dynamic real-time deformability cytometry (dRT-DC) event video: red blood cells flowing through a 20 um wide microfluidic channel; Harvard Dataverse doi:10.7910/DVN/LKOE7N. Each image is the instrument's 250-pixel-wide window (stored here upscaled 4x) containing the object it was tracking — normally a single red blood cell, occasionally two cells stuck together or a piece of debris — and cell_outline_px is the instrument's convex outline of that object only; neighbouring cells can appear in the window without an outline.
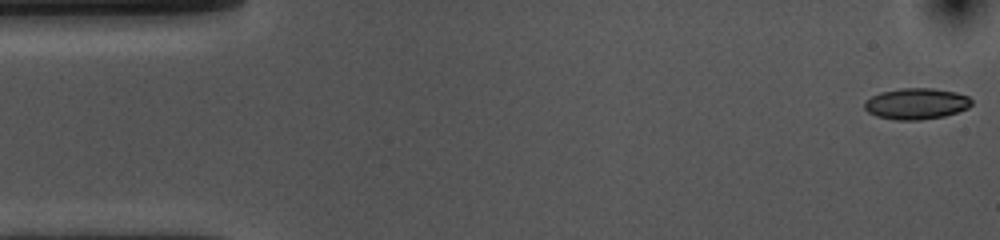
{"species": "common noctule bat (a hibernating species)", "species_latin": "Nyctalus noctula", "temperature_condition": "cold", "stored_images_in_passage": 54, "camera_frame_rate_fps": 3000, "um_per_image_px": 0.085, "animal": {"sex": "female", "body_mass_g": 10.0, "forearm_length_mm": 53.1}, "frame": {"image": 1, "passage_image": 1, "time_ms": 0.0, "image_size_px": [1000, 240], "cell_outline_px": [[972, 104], [968, 108], [944, 116], [920, 120], [896, 120], [876, 116], [868, 112], [864, 108], [864, 100], [880, 92], [900, 88], [932, 88], [956, 92], [968, 96], [972, 100]], "centroid_in_image_um": [77.87, 8.81], "position_along_channel_um": 7.1, "area_um2": 19.54}}
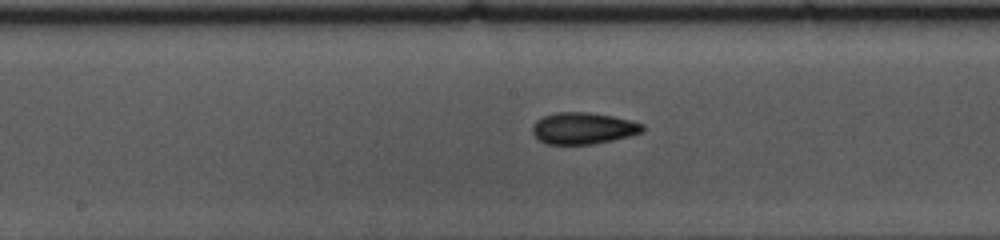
{"frame": {"image": 2, "passage_image": 26, "time_ms": 8.333, "image_size_px": [1000, 240], "cell_outline_px": [[644, 128], [640, 132], [628, 136], [612, 140], [592, 144], [548, 144], [540, 140], [532, 132], [532, 124], [536, 120], [544, 116], [556, 112], [588, 112], [612, 116], [644, 124]], "centroid_in_image_um": [49.53, 10.89], "position_along_channel_um": 198.7, "area_um2": 20.06}}
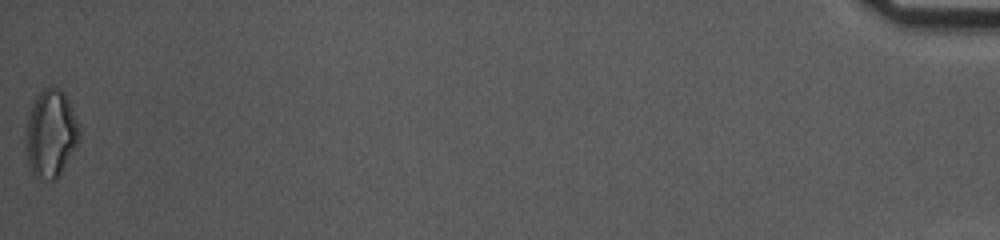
{"frame": {"image": 3, "passage_image": 54, "time_ms": 17.667, "image_size_px": [1000, 240], "cell_outline_px": [[80, 136], [76, 144], [56, 180], [48, 180], [32, 176], [28, 164], [24, 136], [28, 112], [32, 104], [40, 92], [44, 88], [60, 88], [64, 92], [72, 108], [80, 132]], "centroid_in_image_um": [4.26, 11.37], "position_along_channel_um": 430.9, "area_um2": 27.22}, "authors_computed_cell_mechanics": {"area_um2": 19.5942, "velocity_mm_per_s": 3.6299, "shape_relaxation_time_tau1_ms": 5.4929, "shape_relaxation_time_tau2_ms": 4.5812, "deformation_change_tau1": 0.1234, "deformation_change_tau2": 0.0974}}